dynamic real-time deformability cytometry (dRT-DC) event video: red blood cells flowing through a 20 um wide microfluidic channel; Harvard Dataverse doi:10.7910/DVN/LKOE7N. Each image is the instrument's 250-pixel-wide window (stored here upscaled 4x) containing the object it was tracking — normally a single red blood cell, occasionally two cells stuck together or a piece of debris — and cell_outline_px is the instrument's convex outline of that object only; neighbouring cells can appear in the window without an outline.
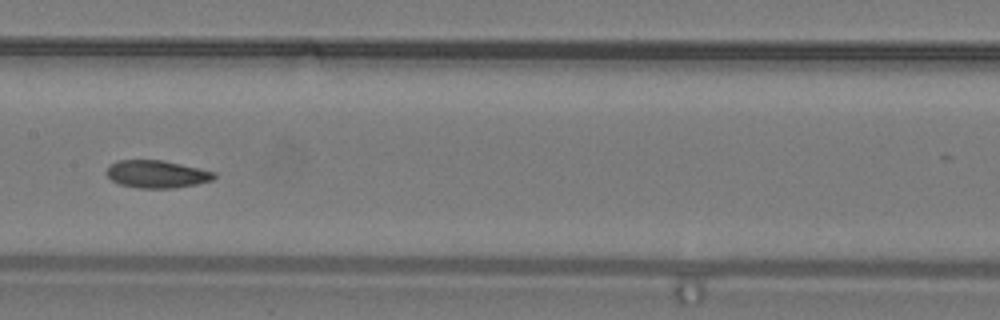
{"species": "common noctule bat (a hibernating species)", "species_latin": "Nyctalus noctula", "temperature_condition": "warm", "stored_images_in_passage": 32, "camera_frame_rate_fps": 3000, "um_per_image_px": 0.085, "animal": {"sex": "male", "body_mass_g": 19.2, "forearm_length_mm": 51.8}, "frame": {"image": 1, "passage_image": 14, "time_ms": 4.333, "image_size_px": [1000, 320], "cell_outline_px": [[216, 176], [212, 180], [196, 184], [172, 188], [140, 188], [120, 184], [112, 180], [108, 176], [108, 168], [116, 160], [160, 160], [180, 164], [216, 172]], "centroid_in_image_um": [13.34, 14.8], "position_along_channel_um": 194.1, "area_um2": 16.99}}